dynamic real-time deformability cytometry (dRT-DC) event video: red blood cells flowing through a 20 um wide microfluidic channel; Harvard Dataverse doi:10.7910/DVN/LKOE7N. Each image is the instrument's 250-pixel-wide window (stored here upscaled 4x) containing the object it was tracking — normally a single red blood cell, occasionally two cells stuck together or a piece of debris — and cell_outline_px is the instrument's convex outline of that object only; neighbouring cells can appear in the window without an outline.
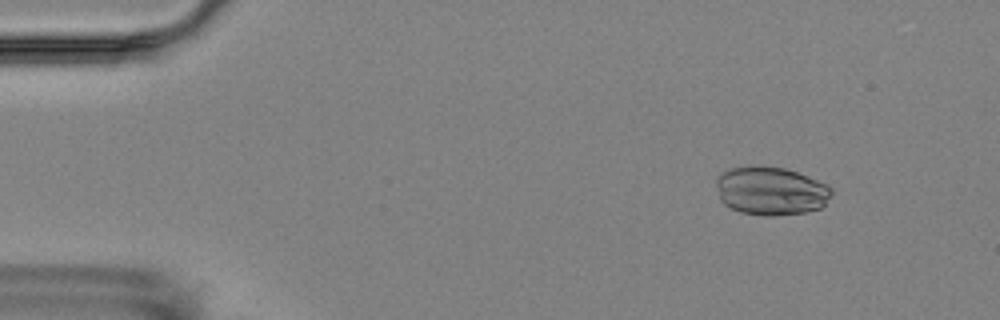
{"species": "Egyptian fruit bat (a non-hibernating species)", "species_latin": "Rousettus aegyptiacus", "temperature_condition": "room temperature", "stored_images_in_passage": 3, "camera_frame_rate_fps": 3000, "um_per_image_px": 0.085, "animal": {"sex": "female"}, "frame": {"image": 1, "passage_image": 1, "time_ms": 0.0, "image_size_px": [1000, 320], "cell_outline_px": [[832, 192], [824, 204], [820, 208], [804, 212], [772, 216], [764, 216], [740, 212], [724, 204], [720, 200], [716, 184], [716, 176], [732, 168], [752, 164], [784, 168], [808, 176], [828, 184], [832, 188]], "centroid_in_image_um": [65.5, 16.21], "position_along_channel_um": 19.5, "area_um2": 32.71}}